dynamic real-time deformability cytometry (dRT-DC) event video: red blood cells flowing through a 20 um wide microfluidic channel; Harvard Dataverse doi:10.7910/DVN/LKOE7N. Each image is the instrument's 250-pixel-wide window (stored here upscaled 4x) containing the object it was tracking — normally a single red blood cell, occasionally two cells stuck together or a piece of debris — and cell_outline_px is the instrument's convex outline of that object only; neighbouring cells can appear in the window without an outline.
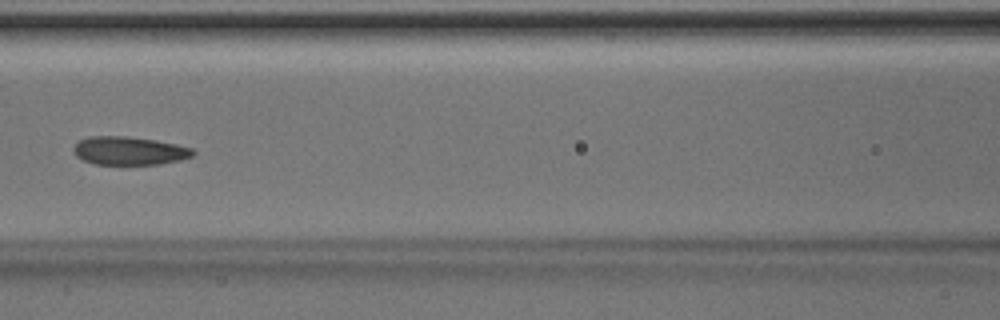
{"species": "Egyptian fruit bat (a non-hibernating species)", "species_latin": "Rousettus aegyptiacus", "temperature_condition": "room temperature", "stored_images_in_passage": 6, "camera_frame_rate_fps": 3000, "um_per_image_px": 0.085, "animal": {"sex": "male"}, "frame": {"image": 1, "passage_image": 6, "time_ms": 1.667, "image_size_px": [1000, 320], "cell_outline_px": [[196, 152], [192, 156], [180, 160], [160, 164], [96, 164], [84, 160], [76, 156], [72, 152], [72, 148], [80, 140], [88, 136], [128, 136], [156, 140], [176, 144], [192, 148]], "centroid_in_image_um": [10.98, 12.81], "position_along_channel_um": 155.6, "area_um2": 19.77}}